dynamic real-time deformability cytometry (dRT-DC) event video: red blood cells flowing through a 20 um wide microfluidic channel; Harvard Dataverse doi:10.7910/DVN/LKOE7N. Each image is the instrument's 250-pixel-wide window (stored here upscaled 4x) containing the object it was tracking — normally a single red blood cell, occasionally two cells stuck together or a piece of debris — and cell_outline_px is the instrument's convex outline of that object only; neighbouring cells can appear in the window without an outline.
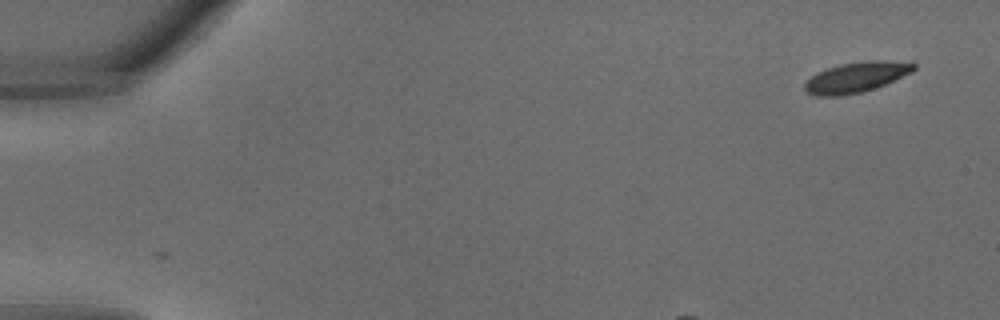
{"species": "common noctule bat (a hibernating species)", "species_latin": "Nyctalus noctula", "temperature_condition": "warm", "stored_images_in_passage": 24, "camera_frame_rate_fps": 3000, "um_per_image_px": 0.085, "animal": {"sex": "male", "body_mass_g": 18.8}, "frame": {"image": 1, "passage_image": 1, "time_ms": 0.0, "image_size_px": [1000, 320], "cell_outline_px": [[916, 68], [912, 72], [884, 84], [860, 92], [840, 96], [816, 96], [808, 92], [804, 88], [804, 84], [816, 72], [840, 64], [868, 60], [880, 60], [916, 64]], "centroid_in_image_um": [72.74, 6.56], "position_along_channel_um": 12.3, "area_um2": 18.9}}